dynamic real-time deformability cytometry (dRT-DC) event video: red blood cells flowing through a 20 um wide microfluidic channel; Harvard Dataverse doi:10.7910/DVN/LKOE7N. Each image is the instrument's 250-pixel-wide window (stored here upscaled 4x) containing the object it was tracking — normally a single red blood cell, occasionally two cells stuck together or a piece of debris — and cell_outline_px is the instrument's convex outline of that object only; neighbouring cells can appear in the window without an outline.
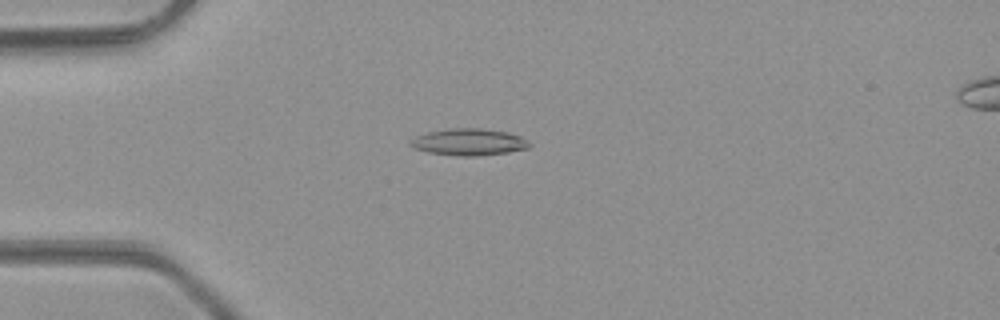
{"species": "common noctule bat (a hibernating species)", "species_latin": "Nyctalus noctula", "temperature_condition": "room temperature", "stored_images_in_passage": 47, "camera_frame_rate_fps": 3000, "um_per_image_px": 0.085, "animal": {"sex": "male", "body_mass_g": 23.1, "forearm_length_mm": 52.7}, "frame": {"image": 1, "passage_image": 12, "time_ms": 3.667, "image_size_px": [1000, 320], "cell_outline_px": [[532, 144], [528, 148], [508, 152], [472, 156], [456, 156], [428, 152], [412, 148], [408, 144], [416, 136], [428, 132], [448, 128], [480, 128], [508, 132], [520, 136]], "centroid_in_image_um": [39.83, 12.07], "position_along_channel_um": 45.2, "area_um2": 18.55}}
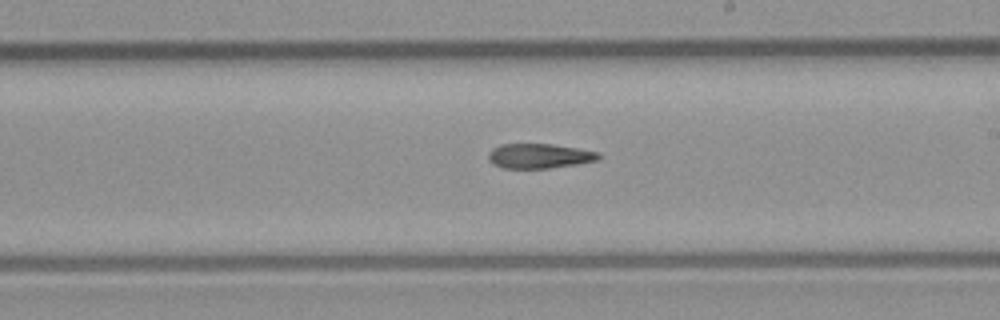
{"frame": {"image": 2, "passage_image": 27, "time_ms": 8.667, "image_size_px": [1000, 320], "cell_outline_px": [[600, 160], [576, 164], [548, 168], [504, 168], [492, 164], [488, 160], [488, 152], [492, 148], [500, 144], [552, 144], [576, 148], [596, 152], [600, 156]], "centroid_in_image_um": [45.78, 13.26], "position_along_channel_um": 243.2, "area_um2": 15.84}}
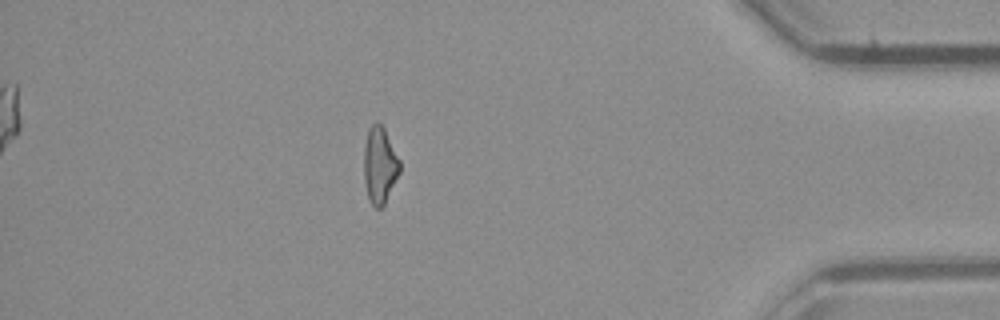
{"frame": {"image": 3, "passage_image": 41, "time_ms": 13.333, "image_size_px": [1000, 320], "cell_outline_px": [[400, 172], [384, 204], [380, 208], [376, 208], [372, 204], [368, 196], [364, 180], [364, 144], [368, 128], [376, 120], [384, 128], [400, 160]], "centroid_in_image_um": [32.27, 14.0], "position_along_channel_um": 402.9, "area_um2": 15.95}}